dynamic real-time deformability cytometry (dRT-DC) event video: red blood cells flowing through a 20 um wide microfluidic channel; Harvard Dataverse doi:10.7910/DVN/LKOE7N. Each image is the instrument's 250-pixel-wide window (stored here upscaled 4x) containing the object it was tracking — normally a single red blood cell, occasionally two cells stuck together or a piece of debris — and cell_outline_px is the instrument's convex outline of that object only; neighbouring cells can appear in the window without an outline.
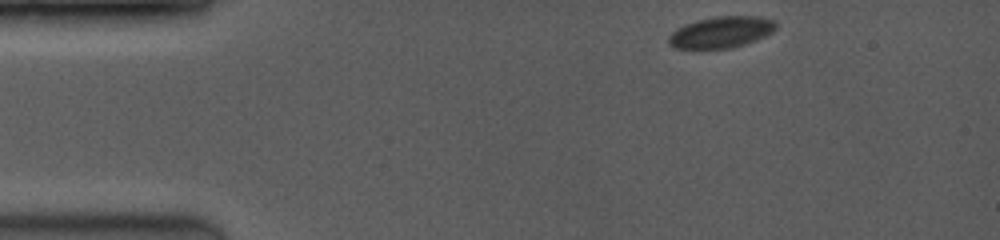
{"species": "common noctule bat (a hibernating species)", "species_latin": "Nyctalus noctula", "temperature_condition": "room temperature", "stored_images_in_passage": 33, "camera_frame_rate_fps": 3500, "um_per_image_px": 0.085, "animal": {"sex": "female", "body_mass_g": 19.0, "forearm_length_mm": 53.3}, "frame": {"image": 1, "passage_image": 1, "time_ms": 0.0, "image_size_px": [1000, 240], "cell_outline_px": [[776, 28], [772, 32], [756, 40], [744, 44], [728, 48], [672, 48], [668, 44], [668, 36], [672, 32], [684, 24], [700, 20], [720, 16], [756, 16], [776, 20]], "centroid_in_image_um": [61.3, 2.73], "position_along_channel_um": 23.7, "area_um2": 19.42}}
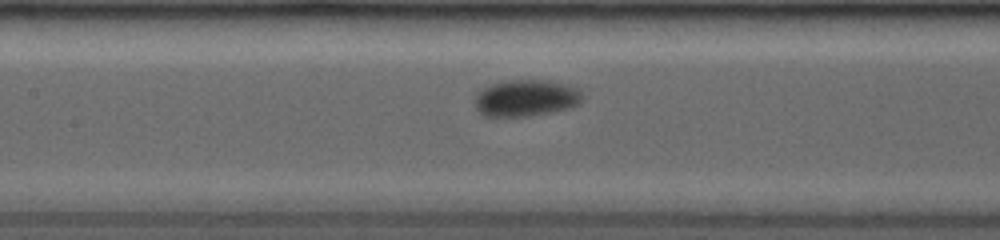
{"frame": {"image": 2, "passage_image": 14, "time_ms": 5.429, "image_size_px": [1000, 240], "cell_outline_px": [[584, 100], [580, 104], [572, 108], [552, 112], [528, 116], [484, 116], [476, 108], [476, 96], [484, 88], [492, 84], [504, 80], [540, 80], [560, 84], [576, 88], [584, 96]], "centroid_in_image_um": [44.74, 8.35], "position_along_channel_um": 162.7, "area_um2": 22.77}}
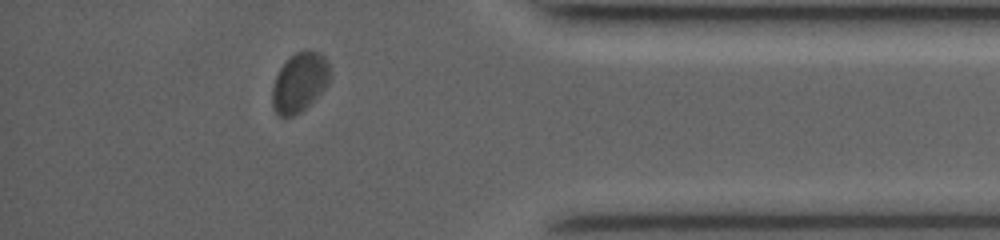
{"frame": {"image": 3, "passage_image": 29, "time_ms": 12.0, "image_size_px": [1000, 240], "cell_outline_px": [[332, 72], [328, 84], [300, 112], [292, 116], [280, 116], [272, 108], [272, 88], [276, 76], [280, 68], [296, 52], [304, 48], [312, 48], [320, 52], [328, 60]], "centroid_in_image_um": [25.5, 6.93], "position_along_channel_um": 409.7, "area_um2": 20.11}, "authors_computed_cell_mechanics": {"area_um2": 21.2126, "velocity_mm_per_s": 3.9723, "shape_relaxation_time_tau1_ms": 1.3545, "shape_relaxation_time_tau2_ms": null, "deformation_change_tau1": 0.0439, "deformation_change_tau2": null}}